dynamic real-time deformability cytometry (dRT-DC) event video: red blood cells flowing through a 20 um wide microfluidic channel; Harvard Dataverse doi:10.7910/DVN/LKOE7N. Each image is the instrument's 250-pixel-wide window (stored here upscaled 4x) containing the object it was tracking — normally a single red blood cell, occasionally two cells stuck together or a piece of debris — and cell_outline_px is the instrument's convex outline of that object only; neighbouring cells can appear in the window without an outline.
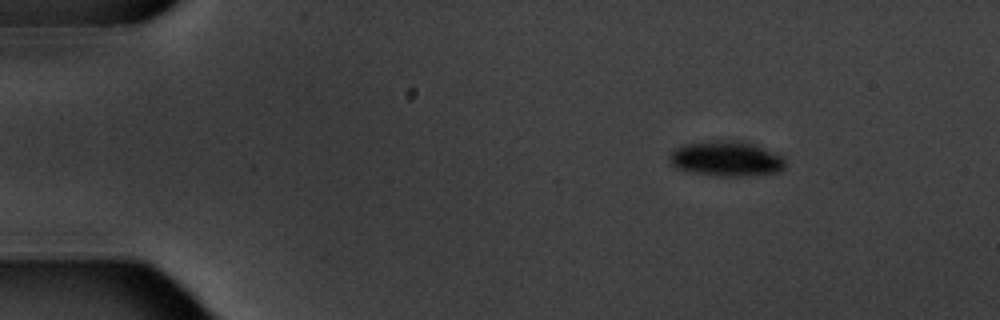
{"species": "common noctule bat (a hibernating species)", "species_latin": "Nyctalus noctula", "temperature_condition": "warm", "stored_images_in_passage": 4, "camera_frame_rate_fps": 3000, "um_per_image_px": 0.085, "animal": {"sex": "male", "body_mass_g": 20.1, "forearm_length_mm": 53.5}, "frame": {"image": 1, "passage_image": 1, "time_ms": 0.0, "image_size_px": [1000, 320], "cell_outline_px": [[784, 168], [780, 172], [740, 176], [716, 176], [676, 168], [668, 160], [672, 152], [676, 148], [684, 144], [716, 140], [744, 140], [756, 144], [780, 156], [784, 160]], "centroid_in_image_um": [61.74, 13.47], "position_along_channel_um": 23.3, "area_um2": 23.58}}
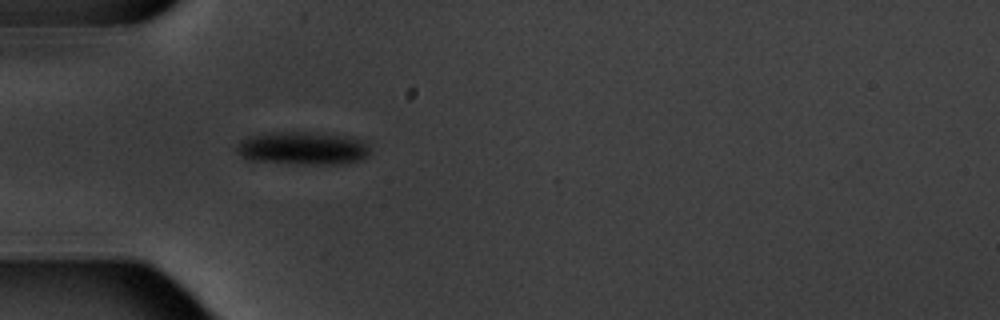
{"frame": {"image": 2, "passage_image": 4, "time_ms": 3.333, "image_size_px": [1000, 320], "cell_outline_px": [[368, 152], [360, 160], [336, 164], [300, 164], [244, 160], [236, 152], [236, 148], [240, 140], [248, 136], [276, 132], [308, 132], [344, 136], [364, 140], [368, 148]], "centroid_in_image_um": [25.64, 12.61], "position_along_channel_um": 59.4, "area_um2": 25.61}}